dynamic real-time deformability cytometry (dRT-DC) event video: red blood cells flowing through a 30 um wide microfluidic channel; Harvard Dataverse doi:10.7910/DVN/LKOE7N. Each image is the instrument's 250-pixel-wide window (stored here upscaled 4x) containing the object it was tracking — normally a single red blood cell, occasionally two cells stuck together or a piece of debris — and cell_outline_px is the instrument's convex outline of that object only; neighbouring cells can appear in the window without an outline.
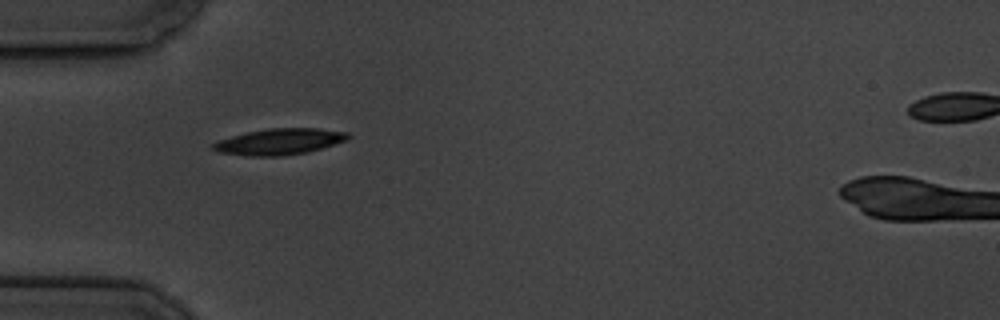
{"species": "common noctule bat (a hibernating species)", "species_latin": "Nyctalus noctula", "temperature_condition": "cold", "stored_images_in_passage": 2, "camera_frame_rate_fps": 3000, "um_per_image_px": 0.085, "animal": {"sex": "male", "body_mass_g": 19.5, "forearm_length_mm": 54.6}, "frame": {"image": 1, "passage_image": 1, "time_ms": 0.0, "image_size_px": [1000, 320], "cell_outline_px": [[352, 136], [348, 140], [308, 152], [280, 156], [248, 156], [216, 152], [208, 144], [216, 140], [248, 132], [268, 128], [320, 128], [348, 132]], "centroid_in_image_um": [23.73, 12.04], "position_along_channel_um": 61.3, "area_um2": 20.87}}